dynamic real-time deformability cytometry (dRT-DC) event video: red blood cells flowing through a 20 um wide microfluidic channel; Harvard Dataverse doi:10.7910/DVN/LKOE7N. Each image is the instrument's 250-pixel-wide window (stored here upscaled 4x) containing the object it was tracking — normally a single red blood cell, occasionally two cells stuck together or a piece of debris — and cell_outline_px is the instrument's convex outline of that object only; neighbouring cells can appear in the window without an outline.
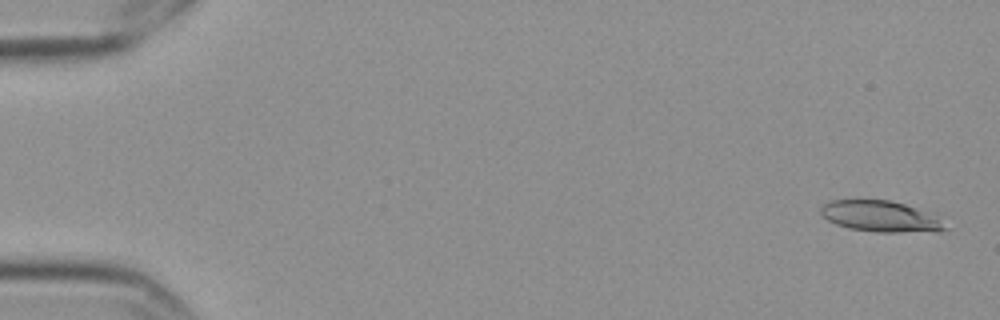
{"species": "Egyptian fruit bat (a non-hibernating species)", "species_latin": "Rousettus aegyptiacus", "temperature_condition": "cold", "stored_images_in_passage": 5, "camera_frame_rate_fps": 3000, "um_per_image_px": 0.085, "frame": {"image": 1, "passage_image": 1, "time_ms": 0.0, "image_size_px": [1000, 320], "cell_outline_px": [[948, 228], [940, 232], [876, 232], [848, 228], [836, 224], [820, 216], [820, 208], [828, 200], [888, 200], [904, 204], [936, 220]], "centroid_in_image_um": [74.69, 18.41], "position_along_channel_um": 10.3, "area_um2": 21.85}}
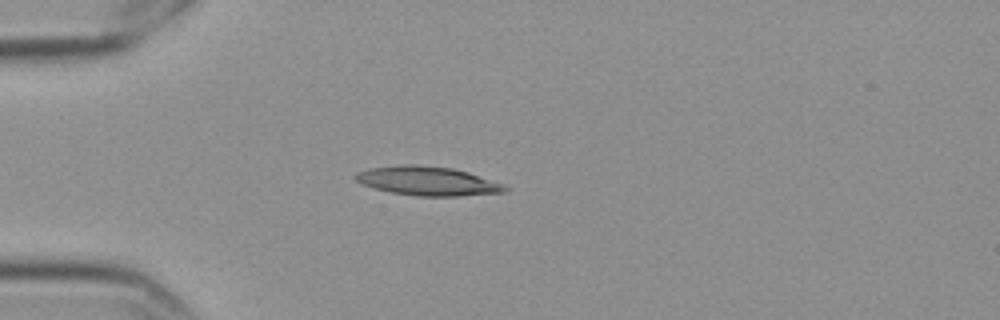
{"frame": {"image": 2, "passage_image": 5, "time_ms": 1.333, "image_size_px": [1000, 320], "cell_outline_px": [[508, 188], [504, 192], [460, 196], [416, 196], [388, 192], [360, 184], [352, 176], [356, 172], [368, 168], [404, 164], [416, 164], [452, 168], [468, 172], [504, 184]], "centroid_in_image_um": [36.29, 15.38], "position_along_channel_um": 48.7, "area_um2": 25.49}}